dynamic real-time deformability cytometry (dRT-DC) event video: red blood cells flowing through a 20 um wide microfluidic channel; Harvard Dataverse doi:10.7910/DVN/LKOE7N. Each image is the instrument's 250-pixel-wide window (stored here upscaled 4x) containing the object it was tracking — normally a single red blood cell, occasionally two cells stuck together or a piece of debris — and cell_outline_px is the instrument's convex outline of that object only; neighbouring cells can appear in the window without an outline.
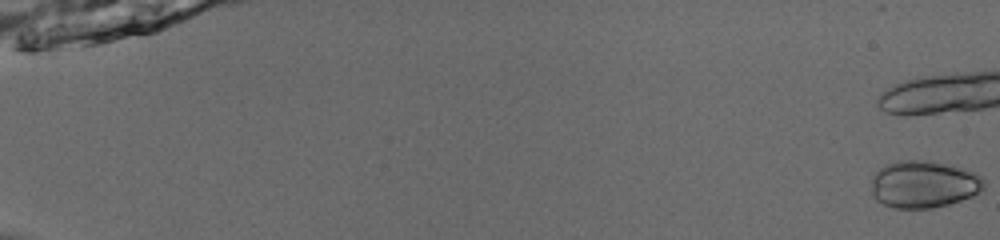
{"species": "common noctule bat (a hibernating species)", "species_latin": "Nyctalus noctula", "temperature_condition": "room temperature", "stored_images_in_passage": 14, "camera_frame_rate_fps": 3000, "um_per_image_px": 0.085, "animal": {"sex": "male", "body_mass_g": 13.0, "forearm_length_mm": 53.1}, "frame": {"image": 1, "passage_image": 1, "time_ms": 0.0, "image_size_px": [1000, 240], "cell_outline_px": [[984, 188], [980, 192], [972, 196], [948, 204], [932, 208], [892, 208], [876, 200], [872, 196], [872, 176], [880, 168], [888, 164], [908, 160], [920, 160], [944, 164], [972, 172], [980, 176], [984, 180]], "centroid_in_image_um": [78.49, 15.69], "position_along_channel_um": 6.5, "area_um2": 30.52}}